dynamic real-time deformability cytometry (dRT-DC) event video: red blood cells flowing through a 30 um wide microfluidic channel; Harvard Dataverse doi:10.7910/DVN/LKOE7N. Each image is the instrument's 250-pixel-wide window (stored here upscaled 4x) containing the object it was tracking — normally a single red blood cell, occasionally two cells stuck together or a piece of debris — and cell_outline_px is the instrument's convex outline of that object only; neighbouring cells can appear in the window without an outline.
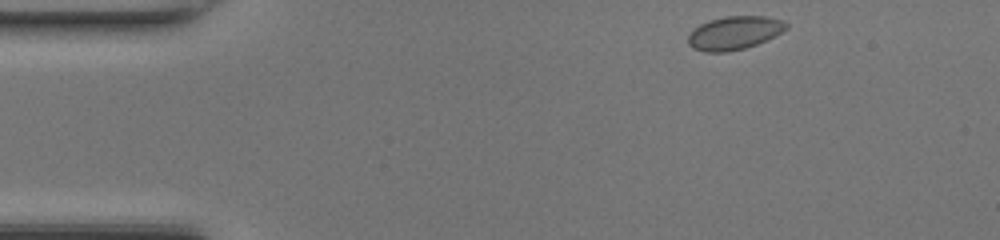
{"species": "common noctule bat (a hibernating species)", "species_latin": "Nyctalus noctula", "temperature_condition": "room temperature", "stored_images_in_passage": 42, "camera_frame_rate_fps": 3000, "um_per_image_px": 0.085, "animal": {"sex": "female", "body_mass_g": 17.0, "forearm_length_mm": 48.0}, "frame": {"image": 1, "passage_image": 1, "time_ms": 0.0, "image_size_px": [1000, 240], "cell_outline_px": [[788, 28], [756, 44], [744, 48], [728, 52], [704, 52], [692, 48], [688, 44], [688, 36], [692, 28], [708, 20], [724, 16], [764, 16], [784, 20], [788, 24]], "centroid_in_image_um": [62.37, 2.79], "position_along_channel_um": 22.6, "area_um2": 19.13}}
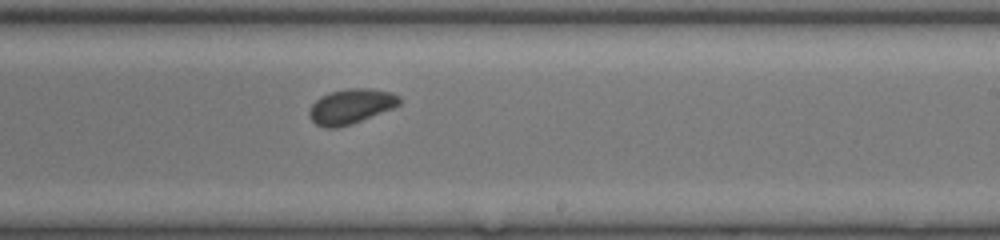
{"frame": {"image": 2, "passage_image": 23, "time_ms": 7.333, "image_size_px": [1000, 240], "cell_outline_px": [[400, 104], [392, 108], [352, 124], [336, 128], [324, 128], [316, 124], [308, 116], [308, 112], [312, 104], [320, 96], [332, 92], [348, 88], [368, 88], [392, 92], [400, 96]], "centroid_in_image_um": [29.81, 9.04], "position_along_channel_um": 259.2, "area_um2": 18.32}}
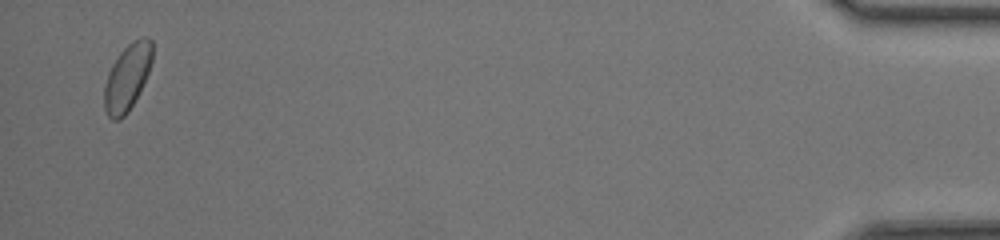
{"frame": {"image": 3, "passage_image": 41, "time_ms": 13.333, "image_size_px": [1000, 240], "cell_outline_px": [[152, 60], [148, 72], [128, 112], [120, 120], [112, 120], [108, 116], [104, 108], [104, 84], [108, 72], [112, 64], [120, 52], [132, 40], [144, 36], [148, 36], [152, 40]], "centroid_in_image_um": [10.8, 6.55], "position_along_channel_um": 424.4, "area_um2": 18.5}, "authors_computed_cell_mechanics": {"area_um2": 18.1492, "velocity_mm_per_s": 4.3033, "shape_relaxation_time_tau1_ms": 3.4244, "shape_relaxation_time_tau2_ms": null, "deformation_change_tau1": 0.0463, "deformation_change_tau2": null}}